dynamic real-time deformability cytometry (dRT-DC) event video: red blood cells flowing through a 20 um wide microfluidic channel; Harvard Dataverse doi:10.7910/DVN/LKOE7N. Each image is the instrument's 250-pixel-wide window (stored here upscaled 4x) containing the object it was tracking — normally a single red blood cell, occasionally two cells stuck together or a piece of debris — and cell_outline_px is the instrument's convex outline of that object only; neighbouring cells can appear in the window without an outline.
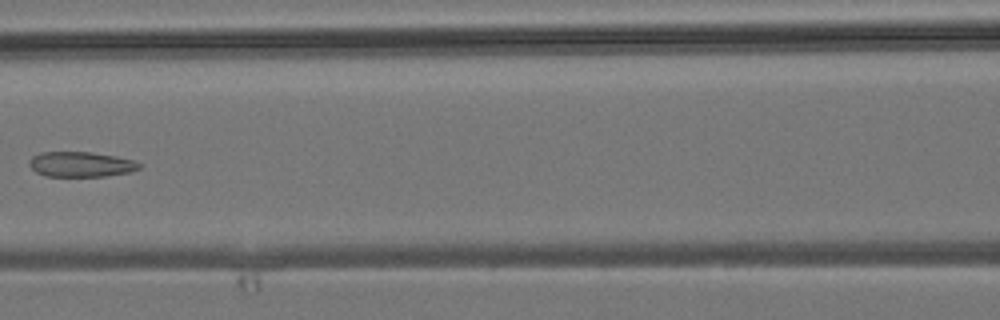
{"species": "common noctule bat (a hibernating species)", "species_latin": "Nyctalus noctula", "temperature_condition": "room temperature", "stored_images_in_passage": 7, "camera_frame_rate_fps": 3000, "um_per_image_px": 0.085, "animal": {"sex": "male", "body_mass_g": 19.2, "forearm_length_mm": 51.8}, "frame": {"image": 1, "passage_image": 6, "time_ms": 6.667, "image_size_px": [1000, 320], "cell_outline_px": [[144, 164], [140, 168], [128, 172], [104, 176], [44, 176], [36, 172], [28, 164], [28, 160], [32, 156], [40, 152], [92, 152], [116, 156], [132, 160]], "centroid_in_image_um": [6.85, 13.96], "position_along_channel_um": 159.7, "area_um2": 16.18}}
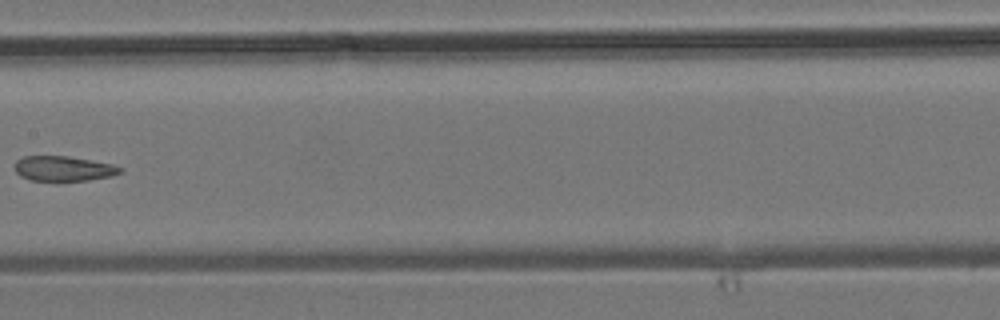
{"frame": {"image": 2, "passage_image": 7, "time_ms": 7.667, "image_size_px": [1000, 320], "cell_outline_px": [[124, 168], [120, 172], [112, 176], [88, 180], [32, 180], [20, 176], [12, 168], [12, 164], [16, 160], [24, 156], [68, 156], [112, 164]], "centroid_in_image_um": [5.34, 14.32], "position_along_channel_um": 202.1, "area_um2": 15.37}}